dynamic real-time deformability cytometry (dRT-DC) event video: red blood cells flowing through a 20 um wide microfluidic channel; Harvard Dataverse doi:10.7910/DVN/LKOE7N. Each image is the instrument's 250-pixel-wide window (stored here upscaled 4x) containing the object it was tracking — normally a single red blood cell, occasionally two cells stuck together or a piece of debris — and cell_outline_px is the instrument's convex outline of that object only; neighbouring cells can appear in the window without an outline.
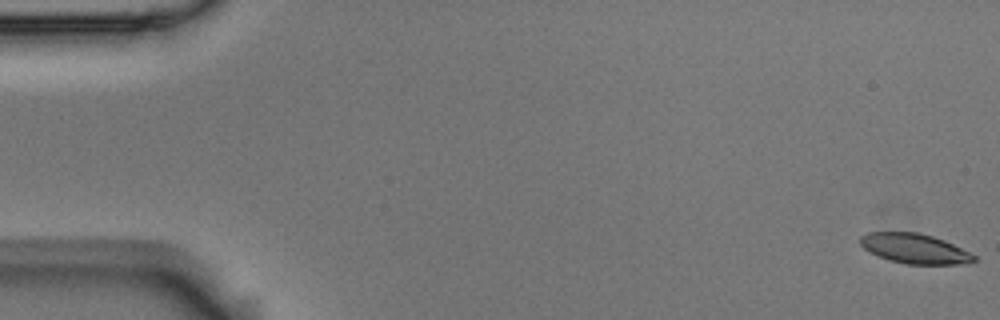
{"species": "Egyptian fruit bat (a non-hibernating species)", "species_latin": "Rousettus aegyptiacus", "temperature_condition": "room temperature", "stored_images_in_passage": 57, "camera_frame_rate_fps": 3000, "um_per_image_px": 0.085, "animal": {"sex": "male"}, "frame": {"image": 1, "passage_image": 1, "time_ms": 0.0, "image_size_px": [1000, 320], "cell_outline_px": [[976, 260], [968, 264], [904, 264], [888, 260], [864, 248], [860, 244], [860, 236], [868, 232], [920, 232], [944, 240], [976, 256]], "centroid_in_image_um": [77.75, 21.13], "position_along_channel_um": 7.3, "area_um2": 19.71}}
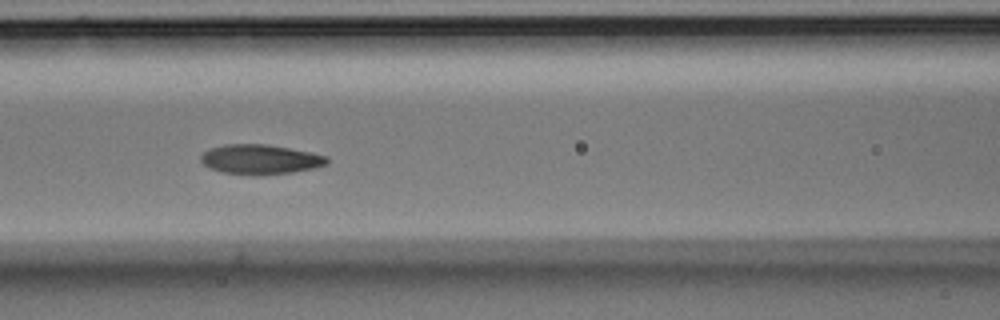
{"frame": {"image": 2, "passage_image": 25, "time_ms": 8.0, "image_size_px": [1000, 320], "cell_outline_px": [[328, 164], [312, 168], [292, 172], [264, 176], [252, 176], [224, 172], [208, 168], [200, 160], [200, 156], [208, 148], [224, 144], [268, 144], [312, 152], [328, 156]], "centroid_in_image_um": [22.11, 13.55], "position_along_channel_um": 144.5, "area_um2": 22.25}}
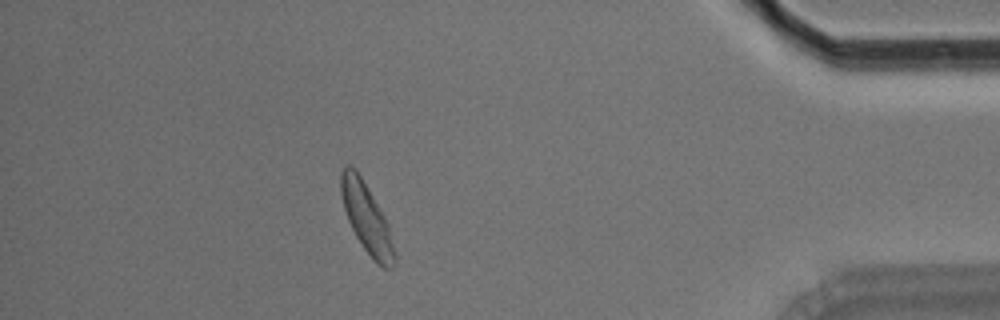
{"frame": {"image": 3, "passage_image": 51, "time_ms": 16.667, "image_size_px": [1000, 320], "cell_outline_px": [[396, 264], [392, 268], [384, 268], [376, 264], [364, 248], [356, 236], [348, 220], [344, 208], [340, 192], [340, 172], [348, 164], [356, 168], [384, 216], [388, 224], [396, 256]], "centroid_in_image_um": [31.16, 18.56], "position_along_channel_um": 404.0, "area_um2": 21.5}, "authors_computed_cell_mechanics": {"area_um2": 21.3282, "velocity_mm_per_s": 3.5168, "shape_relaxation_time_tau1_ms": 3.2635, "shape_relaxation_time_tau2_ms": 2.105, "deformation_change_tau1": 0.1324, "deformation_change_tau2": 0.0736}}